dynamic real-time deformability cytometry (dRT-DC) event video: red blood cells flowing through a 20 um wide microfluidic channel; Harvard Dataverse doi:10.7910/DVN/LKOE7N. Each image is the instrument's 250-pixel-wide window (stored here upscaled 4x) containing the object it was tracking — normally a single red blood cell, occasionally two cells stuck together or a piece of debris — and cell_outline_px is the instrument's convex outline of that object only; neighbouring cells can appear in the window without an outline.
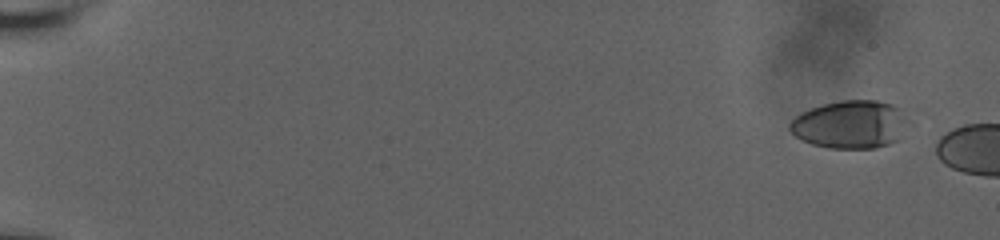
{"species": "human", "species_latin": "Homo sapiens", "temperature_condition": "room temperature", "stored_images_in_passage": 7, "camera_frame_rate_fps": 3000, "um_per_image_px": 0.085, "donor": {"sex": "male"}, "frame": {"image": 1, "passage_image": 1, "time_ms": 0.0, "image_size_px": [1000, 240], "cell_outline_px": [[912, 120], [900, 140], [876, 148], [828, 148], [812, 144], [796, 136], [788, 128], [788, 124], [800, 112], [824, 104], [840, 100], [876, 100], [892, 104]], "centroid_in_image_um": [72.33, 10.58], "position_along_channel_um": 12.7, "area_um2": 33.52}}